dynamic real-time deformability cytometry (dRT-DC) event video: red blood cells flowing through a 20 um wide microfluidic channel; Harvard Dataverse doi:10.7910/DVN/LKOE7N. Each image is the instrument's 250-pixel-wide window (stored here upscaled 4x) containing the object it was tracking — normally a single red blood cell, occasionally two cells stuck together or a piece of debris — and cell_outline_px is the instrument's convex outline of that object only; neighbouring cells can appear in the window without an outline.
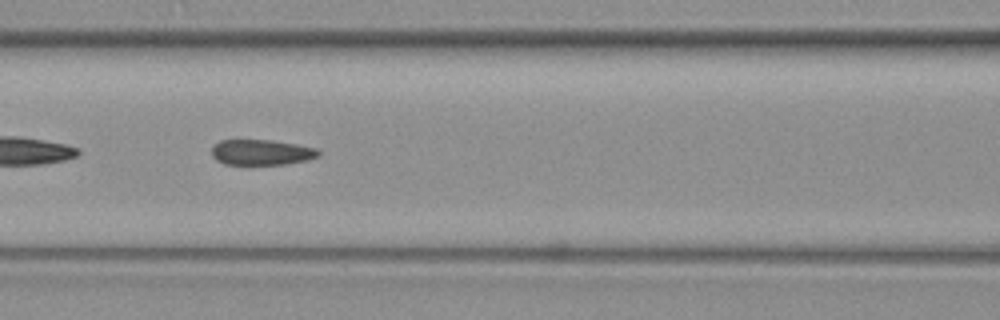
{"species": "common noctule bat (a hibernating species)", "species_latin": "Nyctalus noctula", "temperature_condition": "warm", "stored_images_in_passage": 42, "camera_frame_rate_fps": 3000, "um_per_image_px": 0.085, "animal": {"sex": "female", "body_mass_g": 19.3, "forearm_length_mm": 54.1}, "frame": {"image": 1, "passage_image": 19, "time_ms": 6.0, "image_size_px": [1000, 320], "cell_outline_px": [[320, 156], [308, 160], [288, 164], [224, 164], [216, 160], [212, 156], [212, 148], [220, 140], [272, 140], [296, 144], [316, 148], [320, 152]], "centroid_in_image_um": [22.25, 12.95], "position_along_channel_um": 144.4, "area_um2": 15.9}, "authors_computed_cell_mechanics": {"area_um2": 16.8487, "velocity_mm_per_s": 4.0855, "shape_relaxation_time_tau1_ms": null, "shape_relaxation_time_tau2_ms": 2.7983, "deformation_change_tau1": null, "deformation_change_tau2": 0.0684}}